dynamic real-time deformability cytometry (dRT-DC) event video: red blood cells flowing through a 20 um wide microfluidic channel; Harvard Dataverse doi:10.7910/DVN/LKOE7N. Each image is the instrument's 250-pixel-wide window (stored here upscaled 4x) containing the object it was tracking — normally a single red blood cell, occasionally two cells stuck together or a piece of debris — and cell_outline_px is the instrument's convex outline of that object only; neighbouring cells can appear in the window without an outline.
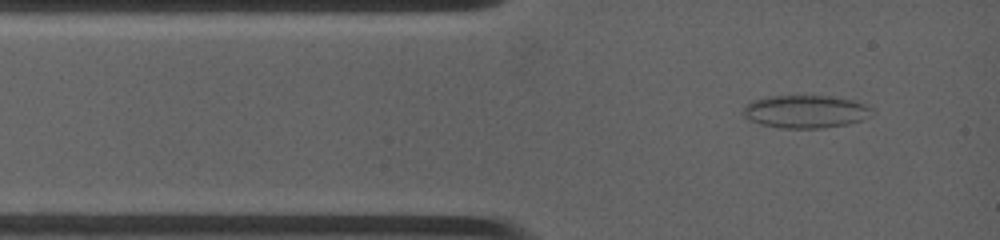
{"species": "common noctule bat (a hibernating species)", "species_latin": "Nyctalus noctula", "temperature_condition": "warm", "stored_images_in_passage": 5, "camera_frame_rate_fps": 4500, "um_per_image_px": 0.085, "animal": {"sex": "female", "body_mass_g": 19.0, "forearm_length_mm": 53.3}, "frame": {"image": 1, "passage_image": 2, "time_ms": 0.667, "image_size_px": [1000, 240], "cell_outline_px": [[868, 108], [864, 120], [848, 124], [820, 128], [784, 128], [760, 124], [748, 120], [740, 112], [752, 100], [772, 96], [824, 96], [852, 100]], "centroid_in_image_um": [68.34, 9.5], "position_along_channel_um": 16.7, "area_um2": 24.04}}